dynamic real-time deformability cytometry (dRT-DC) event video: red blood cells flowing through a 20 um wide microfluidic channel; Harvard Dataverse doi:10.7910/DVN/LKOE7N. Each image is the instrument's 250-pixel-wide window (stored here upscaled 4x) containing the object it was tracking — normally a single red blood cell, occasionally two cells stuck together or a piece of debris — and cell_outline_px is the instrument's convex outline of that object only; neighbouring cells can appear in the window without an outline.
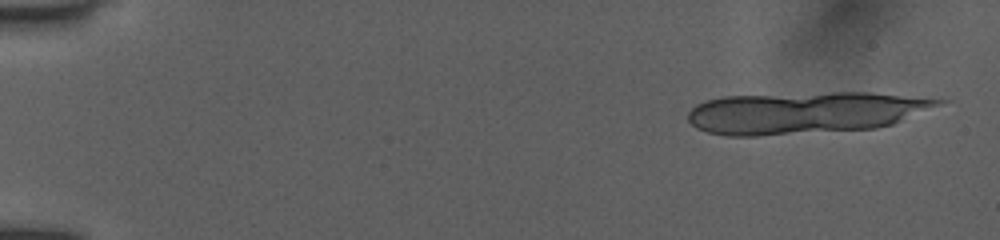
{"species": "human", "species_latin": "Homo sapiens", "temperature_condition": "room temperature", "stored_images_in_passage": 10, "camera_frame_rate_fps": 3000, "um_per_image_px": 0.085, "donor": {"sex": "female"}, "frame": {"image": 1, "passage_image": 1, "time_ms": 0.0, "image_size_px": [1000, 240], "cell_outline_px": [[952, 100], [892, 124], [876, 128], [756, 136], [728, 136], [708, 132], [696, 128], [688, 120], [688, 112], [696, 104], [708, 100], [724, 96], [832, 92], [868, 92]], "centroid_in_image_um": [68.41, 9.57], "position_along_channel_um": 16.6, "area_um2": 60.92}}
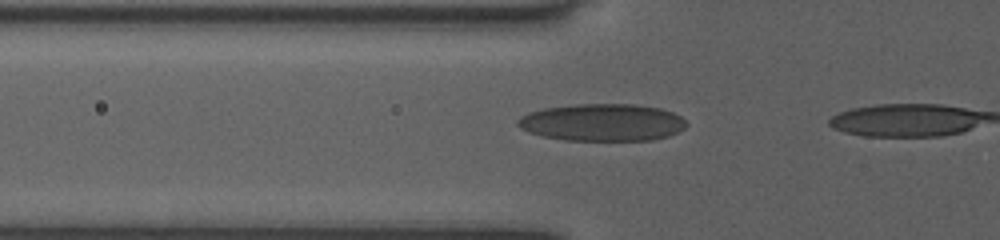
{"frame": {"image": 2, "passage_image": 9, "time_ms": 4.333, "image_size_px": [1000, 240], "cell_outline_px": [[688, 124], [684, 128], [668, 136], [652, 140], [564, 140], [544, 136], [528, 132], [520, 128], [516, 124], [516, 120], [520, 116], [528, 112], [544, 108], [576, 104], [636, 104], [660, 108], [672, 112], [680, 116]], "centroid_in_image_um": [51.17, 10.4], "position_along_channel_um": 74.6, "area_um2": 36.7}}